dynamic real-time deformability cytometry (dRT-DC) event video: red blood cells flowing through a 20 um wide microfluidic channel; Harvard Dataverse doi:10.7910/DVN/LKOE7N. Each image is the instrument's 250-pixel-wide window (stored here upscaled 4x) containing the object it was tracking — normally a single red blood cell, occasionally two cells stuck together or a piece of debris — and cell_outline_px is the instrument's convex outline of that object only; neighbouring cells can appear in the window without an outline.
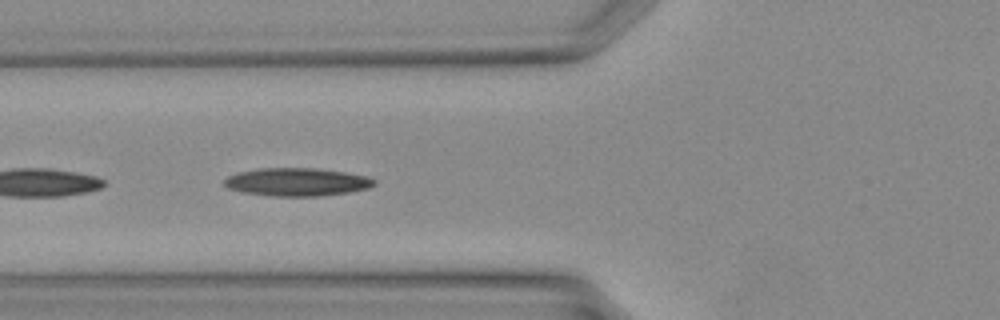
{"species": "Egyptian fruit bat (a non-hibernating species)", "species_latin": "Rousettus aegyptiacus", "temperature_condition": "warm", "stored_images_in_passage": 16, "camera_frame_rate_fps": 3000, "um_per_image_px": 0.085, "animal": {"sex": "female"}, "frame": {"image": 1, "passage_image": 12, "time_ms": 3.667, "image_size_px": [1000, 320], "cell_outline_px": [[376, 184], [368, 188], [348, 192], [316, 196], [272, 196], [244, 192], [228, 188], [224, 184], [224, 180], [228, 176], [240, 172], [260, 168], [316, 168], [344, 172], [368, 176], [376, 180]], "centroid_in_image_um": [25.26, 15.46], "position_along_channel_um": 100.5, "area_um2": 24.33}}